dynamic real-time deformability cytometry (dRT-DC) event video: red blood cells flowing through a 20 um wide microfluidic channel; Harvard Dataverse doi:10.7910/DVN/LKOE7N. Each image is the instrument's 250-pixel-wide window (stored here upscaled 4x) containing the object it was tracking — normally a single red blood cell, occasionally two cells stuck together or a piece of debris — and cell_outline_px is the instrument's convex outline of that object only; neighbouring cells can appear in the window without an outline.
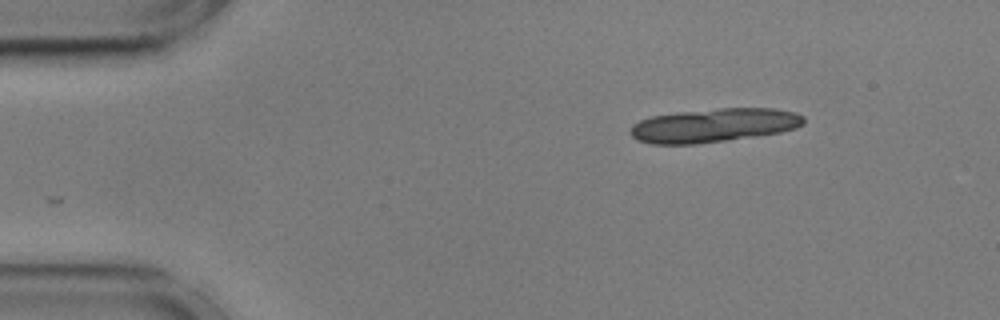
{"species": "common noctule bat (a hibernating species)", "species_latin": "Nyctalus noctula", "temperature_condition": "cold", "stored_images_in_passage": 12, "camera_frame_rate_fps": 3000, "um_per_image_px": 0.085, "animal": {"sex": "male", "body_mass_g": 17.9, "forearm_length_mm": 54.2}, "frame": {"image": 1, "passage_image": 1, "time_ms": 0.0, "image_size_px": [1000, 320], "cell_outline_px": [[804, 124], [796, 128], [780, 132], [696, 144], [652, 144], [636, 140], [628, 132], [632, 124], [640, 120], [652, 116], [680, 112], [720, 108], [776, 108], [796, 112], [804, 116]], "centroid_in_image_um": [60.66, 10.65], "position_along_channel_um": 24.3, "area_um2": 34.1}}